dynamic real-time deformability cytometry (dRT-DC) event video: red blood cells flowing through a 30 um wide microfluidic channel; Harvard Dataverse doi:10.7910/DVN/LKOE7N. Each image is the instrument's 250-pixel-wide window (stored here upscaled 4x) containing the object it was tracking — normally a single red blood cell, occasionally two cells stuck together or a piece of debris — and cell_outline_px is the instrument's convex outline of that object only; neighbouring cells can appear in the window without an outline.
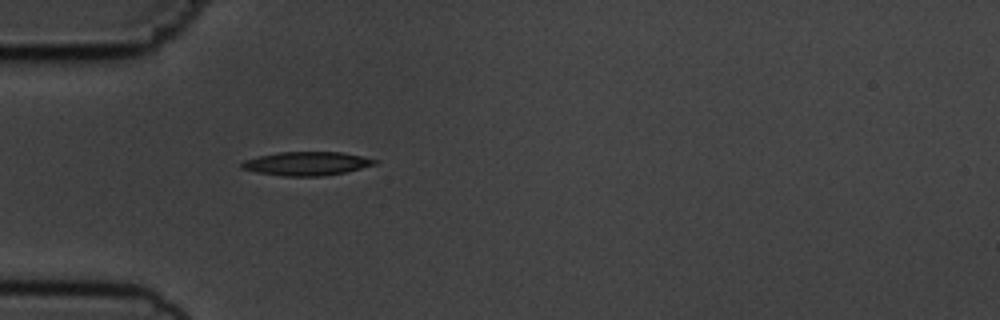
{"species": "common noctule bat (a hibernating species)", "species_latin": "Nyctalus noctula", "temperature_condition": "cold", "stored_images_in_passage": 1, "camera_frame_rate_fps": 3000, "um_per_image_px": 0.085, "animal": {"sex": "male", "body_mass_g": 19.5, "forearm_length_mm": 54.6}, "frame": {"image": 1, "passage_image": 1, "time_ms": 0.0, "image_size_px": [1000, 320], "cell_outline_px": [[380, 160], [376, 164], [344, 172], [320, 176], [284, 176], [256, 172], [240, 168], [240, 164], [244, 160], [260, 156], [280, 152], [340, 152], [364, 156]], "centroid_in_image_um": [26.08, 13.9], "position_along_channel_um": 58.9, "area_um2": 18.26}}